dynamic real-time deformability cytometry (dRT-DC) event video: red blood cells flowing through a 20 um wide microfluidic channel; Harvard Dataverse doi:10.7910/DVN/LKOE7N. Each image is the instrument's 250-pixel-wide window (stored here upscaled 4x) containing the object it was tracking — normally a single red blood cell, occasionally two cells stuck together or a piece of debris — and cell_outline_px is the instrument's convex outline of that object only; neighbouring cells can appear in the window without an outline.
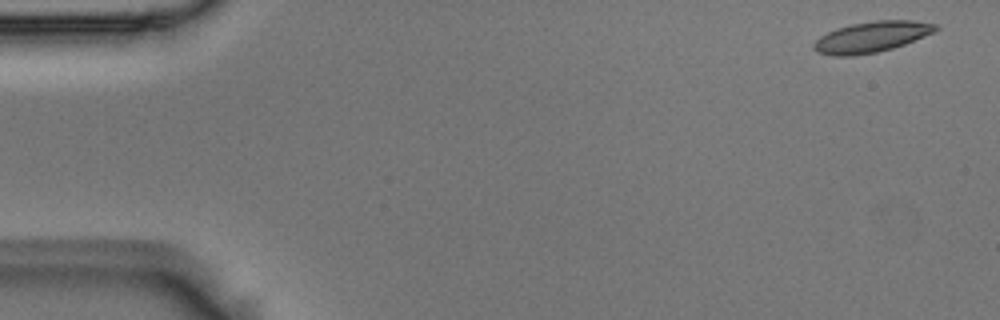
{"species": "Egyptian fruit bat (a non-hibernating species)", "species_latin": "Rousettus aegyptiacus", "temperature_condition": "room temperature", "stored_images_in_passage": 4, "camera_frame_rate_fps": 3000, "um_per_image_px": 0.085, "animal": {"sex": "male"}, "frame": {"image": 1, "passage_image": 1, "time_ms": 0.0, "image_size_px": [1000, 320], "cell_outline_px": [[940, 28], [936, 32], [904, 44], [892, 48], [876, 52], [852, 56], [832, 56], [816, 52], [812, 48], [812, 44], [820, 36], [836, 28], [852, 24], [876, 20], [912, 20], [936, 24]], "centroid_in_image_um": [74.07, 3.14], "position_along_channel_um": 10.9, "area_um2": 21.96}}